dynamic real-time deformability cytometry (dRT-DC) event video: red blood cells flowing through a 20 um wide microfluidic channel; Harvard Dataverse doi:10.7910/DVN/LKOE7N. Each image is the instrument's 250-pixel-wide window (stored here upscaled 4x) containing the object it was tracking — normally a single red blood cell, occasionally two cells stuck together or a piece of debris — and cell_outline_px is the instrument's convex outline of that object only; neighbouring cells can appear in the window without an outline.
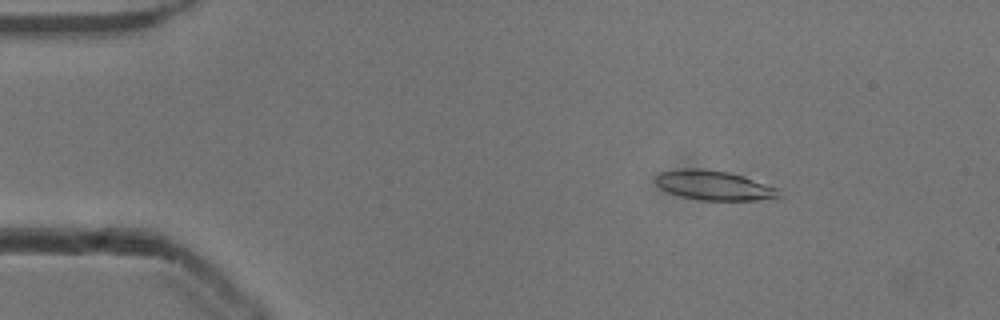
{"species": "common noctule bat (a hibernating species)", "species_latin": "Nyctalus noctula", "temperature_condition": "cold", "stored_images_in_passage": 32, "camera_frame_rate_fps": 3000, "um_per_image_px": 0.085, "animal": {"sex": "male", "body_mass_g": 13.3}, "frame": {"image": 1, "passage_image": 7, "time_ms": 2.0, "image_size_px": [1000, 320], "cell_outline_px": [[780, 196], [760, 200], [700, 200], [680, 196], [668, 192], [660, 188], [656, 184], [656, 176], [660, 172], [684, 168], [696, 168], [728, 172], [744, 176], [780, 188]], "centroid_in_image_um": [60.7, 15.76], "position_along_channel_um": 24.3, "area_um2": 21.27}}
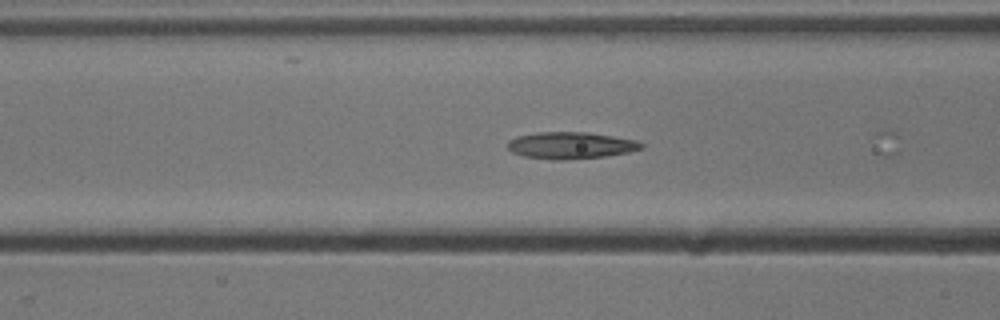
{"frame": {"image": 2, "passage_image": 20, "time_ms": 6.333, "image_size_px": [1000, 320], "cell_outline_px": [[644, 148], [628, 152], [604, 156], [564, 160], [552, 160], [524, 156], [512, 152], [508, 148], [508, 140], [516, 136], [536, 132], [588, 132], [636, 140], [644, 144]], "centroid_in_image_um": [48.49, 12.35], "position_along_channel_um": 118.1, "area_um2": 20.92}}
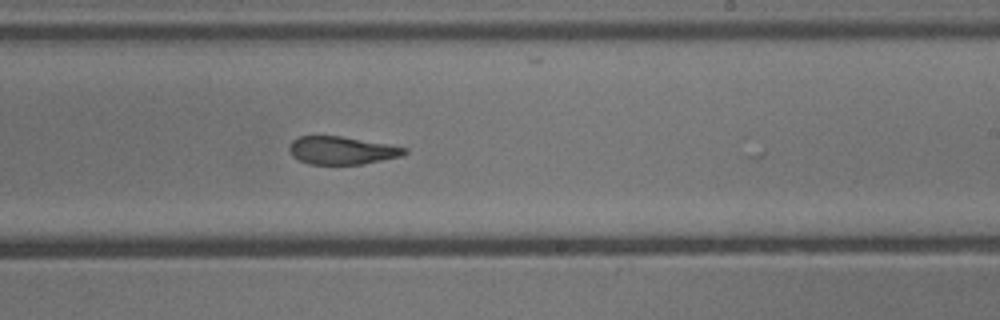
{"frame": {"image": 3, "passage_image": 31, "time_ms": 10.0, "image_size_px": [1000, 320], "cell_outline_px": [[408, 152], [400, 156], [360, 164], [308, 164], [292, 156], [288, 148], [292, 140], [296, 136], [340, 136], [388, 144], [408, 148]], "centroid_in_image_um": [29.02, 12.77], "position_along_channel_um": 260.0, "area_um2": 18.61}}